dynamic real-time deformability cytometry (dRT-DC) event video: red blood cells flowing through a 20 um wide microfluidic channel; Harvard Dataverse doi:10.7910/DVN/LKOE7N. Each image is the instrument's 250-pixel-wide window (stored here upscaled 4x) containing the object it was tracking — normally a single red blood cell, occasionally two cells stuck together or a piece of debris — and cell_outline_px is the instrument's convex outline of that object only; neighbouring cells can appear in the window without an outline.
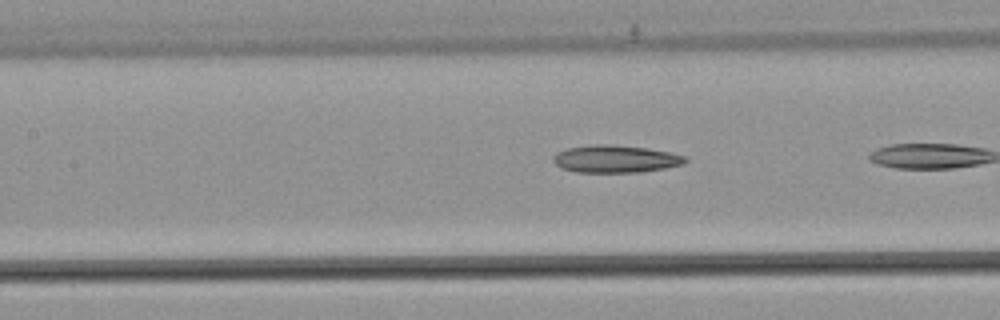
{"species": "common noctule bat (a hibernating species)", "species_latin": "Nyctalus noctula", "temperature_condition": "warm", "stored_images_in_passage": 9, "camera_frame_rate_fps": 3000, "um_per_image_px": 0.085, "animal": {"sex": "male", "body_mass_g": 21.5, "forearm_length_mm": 52.0}, "frame": {"image": 1, "passage_image": 7, "time_ms": 2.0, "image_size_px": [1000, 320], "cell_outline_px": [[688, 160], [684, 164], [664, 168], [640, 172], [576, 172], [560, 168], [552, 160], [552, 156], [556, 152], [568, 148], [592, 144], [616, 144], [648, 148], [688, 156]], "centroid_in_image_um": [52.31, 13.5], "position_along_channel_um": 155.1, "area_um2": 21.39}}